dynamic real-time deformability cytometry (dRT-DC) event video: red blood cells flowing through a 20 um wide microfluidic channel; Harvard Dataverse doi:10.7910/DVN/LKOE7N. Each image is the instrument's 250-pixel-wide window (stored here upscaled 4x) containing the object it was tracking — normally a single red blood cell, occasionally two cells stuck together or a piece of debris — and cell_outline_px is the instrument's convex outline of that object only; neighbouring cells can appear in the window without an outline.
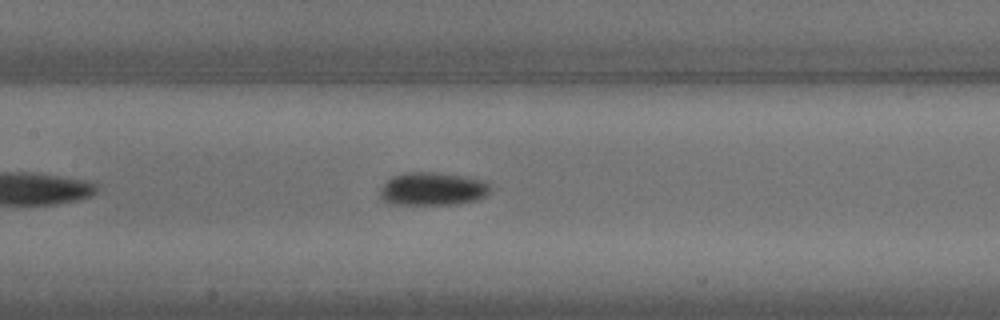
{"species": "common noctule bat (a hibernating species)", "species_latin": "Nyctalus noctula", "temperature_condition": "cold", "stored_images_in_passage": 19, "camera_frame_rate_fps": 3000, "um_per_image_px": 0.085, "animal": {"sex": "male", "body_mass_g": 18.8}, "frame": {"image": 1, "passage_image": 14, "time_ms": 4.333, "image_size_px": [1000, 320], "cell_outline_px": [[476, 192], [468, 196], [444, 200], [424, 200], [396, 196], [392, 192], [392, 184], [396, 180], [448, 180], [472, 184], [476, 188]], "centroid_in_image_um": [36.73, 16.11], "position_along_channel_um": 170.7, "area_um2": 10.29}}